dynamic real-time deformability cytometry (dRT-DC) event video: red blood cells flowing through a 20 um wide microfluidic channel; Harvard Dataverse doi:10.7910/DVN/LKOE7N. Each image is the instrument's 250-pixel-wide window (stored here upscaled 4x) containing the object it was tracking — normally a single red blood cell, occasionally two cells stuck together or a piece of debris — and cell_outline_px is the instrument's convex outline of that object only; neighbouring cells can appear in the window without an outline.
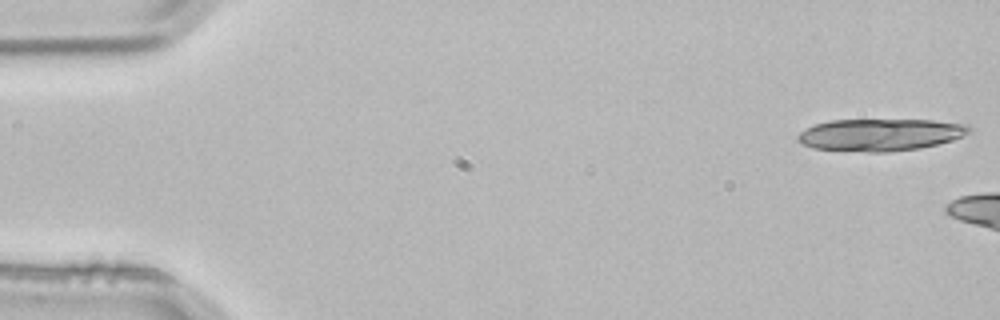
{"species": "common noctule bat (a hibernating species)", "species_latin": "Nyctalus noctula", "temperature_condition": "room temperature", "stored_images_in_passage": 2, "camera_frame_rate_fps": 3000, "um_per_image_px": 0.085, "animal": {"sex": "male", "body_mass_g": 21.5, "forearm_length_mm": 52.0}, "frame": {"image": 1, "passage_image": 1, "time_ms": 0.0, "image_size_px": [1000, 320], "cell_outline_px": [[972, 132], [952, 140], [920, 148], [888, 152], [868, 152], [812, 148], [800, 144], [796, 140], [796, 136], [800, 132], [816, 124], [832, 120], [932, 120], [968, 124], [972, 128]], "centroid_in_image_um": [74.83, 11.45], "position_along_channel_um": 10.2, "area_um2": 32.19}}